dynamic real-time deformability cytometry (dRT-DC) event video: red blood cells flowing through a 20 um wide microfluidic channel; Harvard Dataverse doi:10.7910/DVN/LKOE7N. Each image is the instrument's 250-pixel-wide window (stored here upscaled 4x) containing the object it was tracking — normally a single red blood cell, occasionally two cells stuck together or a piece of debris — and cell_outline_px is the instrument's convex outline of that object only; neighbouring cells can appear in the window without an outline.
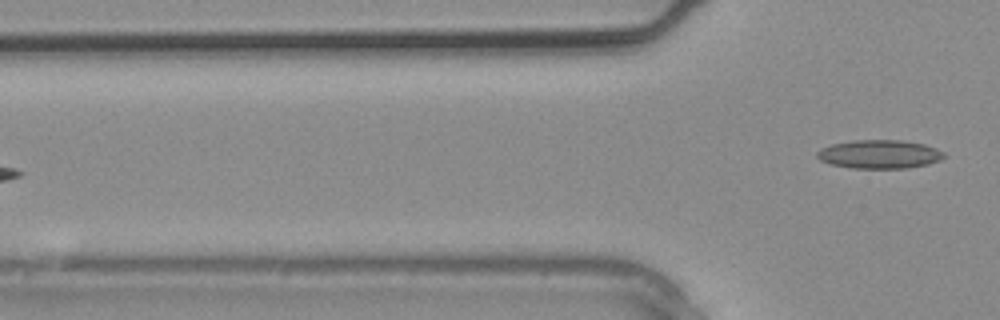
{"species": "common noctule bat (a hibernating species)", "species_latin": "Nyctalus noctula", "temperature_condition": "warm", "stored_images_in_passage": 3, "camera_frame_rate_fps": 3000, "um_per_image_px": 0.085, "animal": {"sex": "male", "body_mass_g": 20.4}, "frame": {"image": 1, "passage_image": 3, "time_ms": 0.667, "image_size_px": [1000, 320], "cell_outline_px": [[944, 156], [940, 160], [928, 164], [908, 168], [852, 168], [832, 164], [820, 160], [816, 156], [816, 152], [820, 148], [832, 144], [852, 140], [900, 140], [924, 144], [936, 148], [944, 152]], "centroid_in_image_um": [74.74, 13.1], "position_along_channel_um": 51.1, "area_um2": 21.15}}